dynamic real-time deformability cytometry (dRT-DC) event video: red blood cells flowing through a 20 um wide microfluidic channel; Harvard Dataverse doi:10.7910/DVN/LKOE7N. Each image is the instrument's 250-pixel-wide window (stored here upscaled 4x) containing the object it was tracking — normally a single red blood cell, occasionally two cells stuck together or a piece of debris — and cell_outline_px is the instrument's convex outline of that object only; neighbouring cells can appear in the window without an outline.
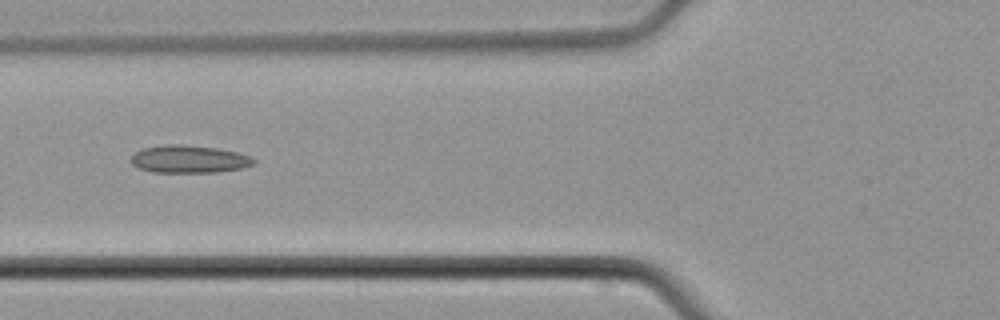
{"species": "common noctule bat (a hibernating species)", "species_latin": "Nyctalus noctula", "temperature_condition": "cold", "stored_images_in_passage": 7, "camera_frame_rate_fps": 3000, "um_per_image_px": 0.085, "animal": {"sex": "male", "body_mass_g": 21.5, "forearm_length_mm": 52.0}, "frame": {"image": 1, "passage_image": 5, "time_ms": 6.667, "image_size_px": [1000, 320], "cell_outline_px": [[256, 164], [244, 168], [216, 172], [156, 172], [140, 168], [132, 164], [128, 160], [136, 152], [144, 148], [168, 144], [180, 144], [216, 148], [236, 152], [248, 156], [256, 160]], "centroid_in_image_um": [16.08, 13.53], "position_along_channel_um": 109.7, "area_um2": 19.65}}
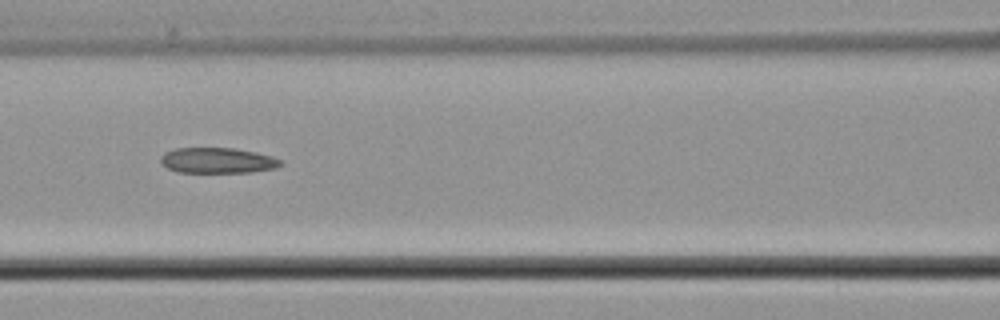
{"frame": {"image": 2, "passage_image": 6, "time_ms": 7.667, "image_size_px": [1000, 320], "cell_outline_px": [[284, 164], [276, 168], [252, 172], [180, 172], [168, 168], [160, 160], [160, 156], [164, 152], [176, 148], [236, 148], [256, 152], [272, 156], [280, 160]], "centroid_in_image_um": [18.52, 13.63], "position_along_channel_um": 148.1, "area_um2": 17.86}}
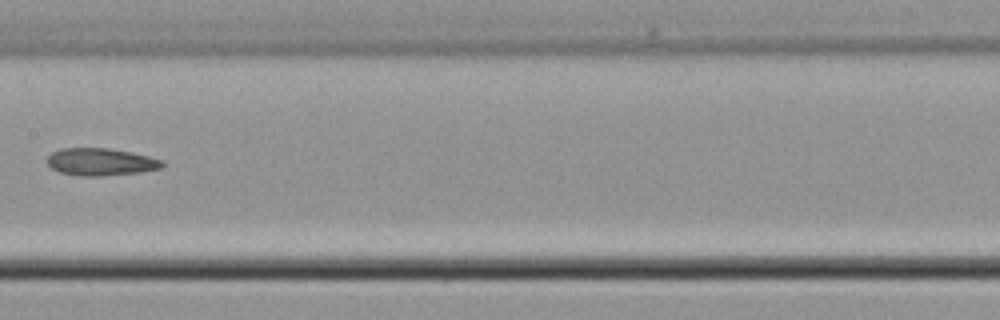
{"frame": {"image": 3, "passage_image": 7, "time_ms": 9.0, "image_size_px": [1000, 320], "cell_outline_px": [[164, 164], [160, 168], [140, 172], [100, 176], [80, 176], [60, 172], [52, 168], [48, 164], [48, 156], [52, 152], [60, 148], [108, 148], [148, 156], [164, 160]], "centroid_in_image_um": [8.55, 13.76], "position_along_channel_um": 198.8, "area_um2": 18.21}}